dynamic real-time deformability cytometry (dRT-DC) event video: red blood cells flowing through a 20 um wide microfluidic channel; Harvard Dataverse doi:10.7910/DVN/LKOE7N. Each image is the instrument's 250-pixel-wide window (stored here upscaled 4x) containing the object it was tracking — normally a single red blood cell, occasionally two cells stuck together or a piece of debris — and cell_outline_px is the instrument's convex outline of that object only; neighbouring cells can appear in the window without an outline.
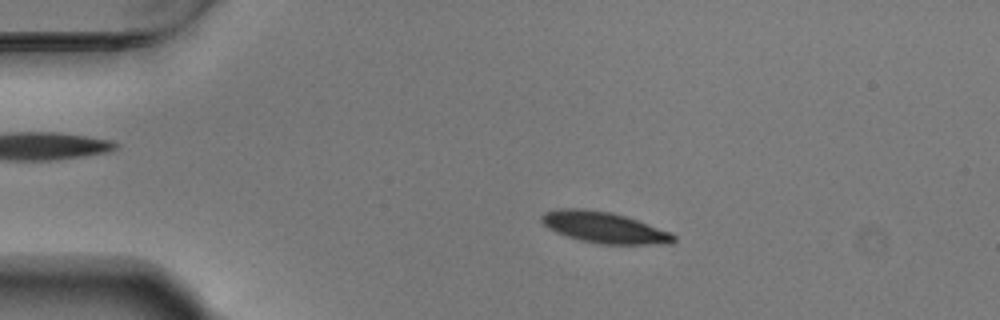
{"species": "Egyptian fruit bat (a non-hibernating species)", "species_latin": "Rousettus aegyptiacus", "temperature_condition": "warm", "stored_images_in_passage": 55, "camera_frame_rate_fps": 3000, "um_per_image_px": 0.085, "animal": {"sex": "male"}, "frame": {"image": 1, "passage_image": 11, "time_ms": 3.333, "image_size_px": [1000, 320], "cell_outline_px": [[676, 240], [672, 244], [600, 244], [580, 240], [556, 232], [548, 228], [540, 220], [540, 216], [544, 212], [556, 208], [584, 208], [612, 212], [672, 232], [676, 236]], "centroid_in_image_um": [51.35, 19.33], "position_along_channel_um": 33.7, "area_um2": 24.1}}
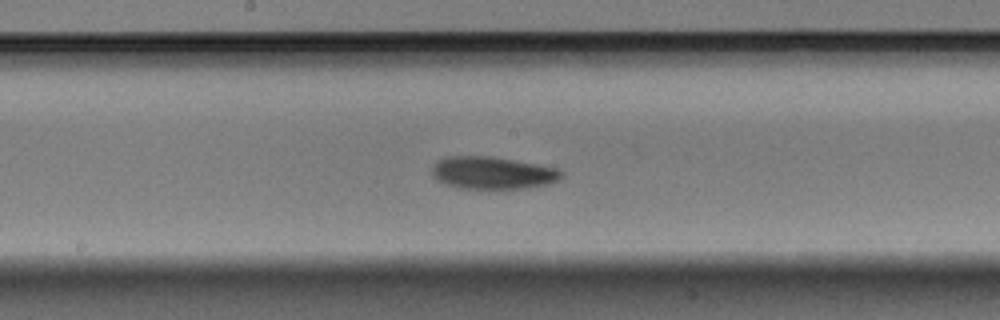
{"frame": {"image": 2, "passage_image": 29, "time_ms": 9.333, "image_size_px": [1000, 320], "cell_outline_px": [[564, 176], [560, 180], [552, 184], [524, 188], [460, 188], [444, 184], [436, 180], [432, 176], [432, 164], [436, 160], [444, 156], [492, 156], [536, 164], [556, 168], [564, 172]], "centroid_in_image_um": [41.85, 14.69], "position_along_channel_um": 206.3, "area_um2": 24.8}}
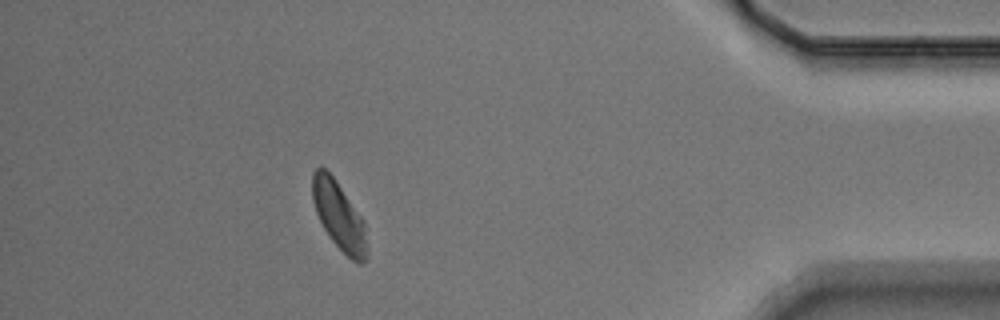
{"frame": {"image": 3, "passage_image": 49, "time_ms": 16.0, "image_size_px": [1000, 320], "cell_outline_px": [[368, 256], [360, 264], [352, 260], [332, 240], [324, 228], [316, 212], [312, 200], [312, 172], [320, 164], [336, 180], [364, 220], [368, 248]], "centroid_in_image_um": [28.82, 18.32], "position_along_channel_um": 406.4, "area_um2": 21.68}, "authors_computed_cell_mechanics": {"area_um2": 23.3512, "velocity_mm_per_s": 3.6819, "shape_relaxation_time_tau1_ms": 1.9611, "shape_relaxation_time_tau2_ms": null, "deformation_change_tau1": 0.0962, "deformation_change_tau2": null}}